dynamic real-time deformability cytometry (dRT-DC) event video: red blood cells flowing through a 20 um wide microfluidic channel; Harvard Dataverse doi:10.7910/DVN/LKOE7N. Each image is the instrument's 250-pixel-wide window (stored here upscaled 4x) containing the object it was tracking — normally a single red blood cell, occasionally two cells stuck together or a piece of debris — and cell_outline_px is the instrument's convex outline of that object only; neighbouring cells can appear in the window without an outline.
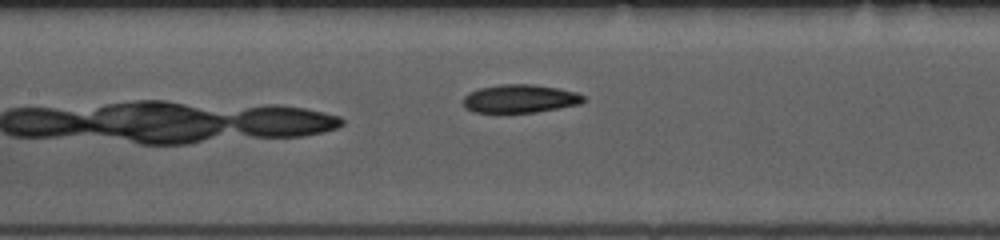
{"species": "common noctule bat (a hibernating species)", "species_latin": "Nyctalus noctula", "temperature_condition": "room temperature", "stored_images_in_passage": 26, "camera_frame_rate_fps": 3000, "um_per_image_px": 0.085, "animal": {"sex": "female", "body_mass_g": 10.0, "forearm_length_mm": 53.1}, "frame": {"image": 1, "passage_image": 26, "time_ms": 8.333, "image_size_px": [1000, 240], "cell_outline_px": [[584, 100], [580, 104], [536, 112], [472, 112], [464, 108], [464, 96], [468, 92], [480, 88], [500, 84], [532, 84], [556, 88], [576, 92], [584, 96]], "centroid_in_image_um": [44.16, 8.38], "position_along_channel_um": 163.2, "area_um2": 19.71}}